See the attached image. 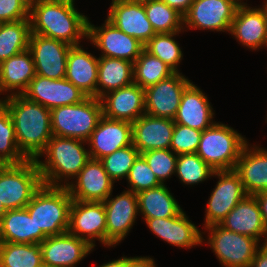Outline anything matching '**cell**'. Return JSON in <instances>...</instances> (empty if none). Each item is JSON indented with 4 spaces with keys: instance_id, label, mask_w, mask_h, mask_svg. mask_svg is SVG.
<instances>
[{
    "instance_id": "obj_10",
    "label": "cell",
    "mask_w": 267,
    "mask_h": 267,
    "mask_svg": "<svg viewBox=\"0 0 267 267\" xmlns=\"http://www.w3.org/2000/svg\"><path fill=\"white\" fill-rule=\"evenodd\" d=\"M238 6L234 0H194L183 16V29L230 33Z\"/></svg>"
},
{
    "instance_id": "obj_13",
    "label": "cell",
    "mask_w": 267,
    "mask_h": 267,
    "mask_svg": "<svg viewBox=\"0 0 267 267\" xmlns=\"http://www.w3.org/2000/svg\"><path fill=\"white\" fill-rule=\"evenodd\" d=\"M191 83L185 75H172L144 89L145 113L154 117L174 119L185 88Z\"/></svg>"
},
{
    "instance_id": "obj_39",
    "label": "cell",
    "mask_w": 267,
    "mask_h": 267,
    "mask_svg": "<svg viewBox=\"0 0 267 267\" xmlns=\"http://www.w3.org/2000/svg\"><path fill=\"white\" fill-rule=\"evenodd\" d=\"M214 170L196 153L180 154L177 157L175 175L185 185H198L212 177Z\"/></svg>"
},
{
    "instance_id": "obj_16",
    "label": "cell",
    "mask_w": 267,
    "mask_h": 267,
    "mask_svg": "<svg viewBox=\"0 0 267 267\" xmlns=\"http://www.w3.org/2000/svg\"><path fill=\"white\" fill-rule=\"evenodd\" d=\"M22 95L49 110L81 103L88 97L66 78L50 79L37 74Z\"/></svg>"
},
{
    "instance_id": "obj_34",
    "label": "cell",
    "mask_w": 267,
    "mask_h": 267,
    "mask_svg": "<svg viewBox=\"0 0 267 267\" xmlns=\"http://www.w3.org/2000/svg\"><path fill=\"white\" fill-rule=\"evenodd\" d=\"M40 244L0 242V267L42 266Z\"/></svg>"
},
{
    "instance_id": "obj_37",
    "label": "cell",
    "mask_w": 267,
    "mask_h": 267,
    "mask_svg": "<svg viewBox=\"0 0 267 267\" xmlns=\"http://www.w3.org/2000/svg\"><path fill=\"white\" fill-rule=\"evenodd\" d=\"M0 99V159L6 164H19L28 160L19 150L15 128L8 112Z\"/></svg>"
},
{
    "instance_id": "obj_36",
    "label": "cell",
    "mask_w": 267,
    "mask_h": 267,
    "mask_svg": "<svg viewBox=\"0 0 267 267\" xmlns=\"http://www.w3.org/2000/svg\"><path fill=\"white\" fill-rule=\"evenodd\" d=\"M148 21L156 34L181 32L183 16L161 0H151L143 4Z\"/></svg>"
},
{
    "instance_id": "obj_23",
    "label": "cell",
    "mask_w": 267,
    "mask_h": 267,
    "mask_svg": "<svg viewBox=\"0 0 267 267\" xmlns=\"http://www.w3.org/2000/svg\"><path fill=\"white\" fill-rule=\"evenodd\" d=\"M107 20L143 45L156 34L147 19L143 4L112 0Z\"/></svg>"
},
{
    "instance_id": "obj_38",
    "label": "cell",
    "mask_w": 267,
    "mask_h": 267,
    "mask_svg": "<svg viewBox=\"0 0 267 267\" xmlns=\"http://www.w3.org/2000/svg\"><path fill=\"white\" fill-rule=\"evenodd\" d=\"M181 32L155 34L146 44L145 50L151 55L158 57L174 72H179L183 53L180 44L175 40Z\"/></svg>"
},
{
    "instance_id": "obj_4",
    "label": "cell",
    "mask_w": 267,
    "mask_h": 267,
    "mask_svg": "<svg viewBox=\"0 0 267 267\" xmlns=\"http://www.w3.org/2000/svg\"><path fill=\"white\" fill-rule=\"evenodd\" d=\"M72 198L66 187L42 185L27 204L31 218L36 224V244L46 237L68 231Z\"/></svg>"
},
{
    "instance_id": "obj_2",
    "label": "cell",
    "mask_w": 267,
    "mask_h": 267,
    "mask_svg": "<svg viewBox=\"0 0 267 267\" xmlns=\"http://www.w3.org/2000/svg\"><path fill=\"white\" fill-rule=\"evenodd\" d=\"M3 105L11 116L19 150L36 160L53 136L50 110L23 95L4 97Z\"/></svg>"
},
{
    "instance_id": "obj_26",
    "label": "cell",
    "mask_w": 267,
    "mask_h": 267,
    "mask_svg": "<svg viewBox=\"0 0 267 267\" xmlns=\"http://www.w3.org/2000/svg\"><path fill=\"white\" fill-rule=\"evenodd\" d=\"M220 225L227 230L252 237L259 242L263 238L262 244L267 243V230L263 223L260 206L253 195L243 198Z\"/></svg>"
},
{
    "instance_id": "obj_22",
    "label": "cell",
    "mask_w": 267,
    "mask_h": 267,
    "mask_svg": "<svg viewBox=\"0 0 267 267\" xmlns=\"http://www.w3.org/2000/svg\"><path fill=\"white\" fill-rule=\"evenodd\" d=\"M100 101L103 116L109 119L133 123L145 114L144 88L134 82L106 93Z\"/></svg>"
},
{
    "instance_id": "obj_35",
    "label": "cell",
    "mask_w": 267,
    "mask_h": 267,
    "mask_svg": "<svg viewBox=\"0 0 267 267\" xmlns=\"http://www.w3.org/2000/svg\"><path fill=\"white\" fill-rule=\"evenodd\" d=\"M173 73L174 71L163 61L145 49L133 63V82L144 89L157 84Z\"/></svg>"
},
{
    "instance_id": "obj_27",
    "label": "cell",
    "mask_w": 267,
    "mask_h": 267,
    "mask_svg": "<svg viewBox=\"0 0 267 267\" xmlns=\"http://www.w3.org/2000/svg\"><path fill=\"white\" fill-rule=\"evenodd\" d=\"M247 143L237 161L235 171L239 174L248 195L267 191V149Z\"/></svg>"
},
{
    "instance_id": "obj_33",
    "label": "cell",
    "mask_w": 267,
    "mask_h": 267,
    "mask_svg": "<svg viewBox=\"0 0 267 267\" xmlns=\"http://www.w3.org/2000/svg\"><path fill=\"white\" fill-rule=\"evenodd\" d=\"M30 19L4 22L0 27V63L28 49Z\"/></svg>"
},
{
    "instance_id": "obj_43",
    "label": "cell",
    "mask_w": 267,
    "mask_h": 267,
    "mask_svg": "<svg viewBox=\"0 0 267 267\" xmlns=\"http://www.w3.org/2000/svg\"><path fill=\"white\" fill-rule=\"evenodd\" d=\"M201 136L202 131L200 130L175 124L170 149L176 155L196 153Z\"/></svg>"
},
{
    "instance_id": "obj_50",
    "label": "cell",
    "mask_w": 267,
    "mask_h": 267,
    "mask_svg": "<svg viewBox=\"0 0 267 267\" xmlns=\"http://www.w3.org/2000/svg\"><path fill=\"white\" fill-rule=\"evenodd\" d=\"M19 1L30 12L42 0H19Z\"/></svg>"
},
{
    "instance_id": "obj_52",
    "label": "cell",
    "mask_w": 267,
    "mask_h": 267,
    "mask_svg": "<svg viewBox=\"0 0 267 267\" xmlns=\"http://www.w3.org/2000/svg\"><path fill=\"white\" fill-rule=\"evenodd\" d=\"M123 1L130 3H137V4H145L150 2L151 0H123Z\"/></svg>"
},
{
    "instance_id": "obj_46",
    "label": "cell",
    "mask_w": 267,
    "mask_h": 267,
    "mask_svg": "<svg viewBox=\"0 0 267 267\" xmlns=\"http://www.w3.org/2000/svg\"><path fill=\"white\" fill-rule=\"evenodd\" d=\"M250 267H267V243L260 245Z\"/></svg>"
},
{
    "instance_id": "obj_31",
    "label": "cell",
    "mask_w": 267,
    "mask_h": 267,
    "mask_svg": "<svg viewBox=\"0 0 267 267\" xmlns=\"http://www.w3.org/2000/svg\"><path fill=\"white\" fill-rule=\"evenodd\" d=\"M133 83V63L111 57H99L96 98Z\"/></svg>"
},
{
    "instance_id": "obj_1",
    "label": "cell",
    "mask_w": 267,
    "mask_h": 267,
    "mask_svg": "<svg viewBox=\"0 0 267 267\" xmlns=\"http://www.w3.org/2000/svg\"><path fill=\"white\" fill-rule=\"evenodd\" d=\"M75 0H42L30 12L31 34L80 45L87 38L88 17L80 13Z\"/></svg>"
},
{
    "instance_id": "obj_5",
    "label": "cell",
    "mask_w": 267,
    "mask_h": 267,
    "mask_svg": "<svg viewBox=\"0 0 267 267\" xmlns=\"http://www.w3.org/2000/svg\"><path fill=\"white\" fill-rule=\"evenodd\" d=\"M247 143L246 138L228 124L215 122L202 131L196 154L214 171L234 170Z\"/></svg>"
},
{
    "instance_id": "obj_29",
    "label": "cell",
    "mask_w": 267,
    "mask_h": 267,
    "mask_svg": "<svg viewBox=\"0 0 267 267\" xmlns=\"http://www.w3.org/2000/svg\"><path fill=\"white\" fill-rule=\"evenodd\" d=\"M99 57L84 50L81 45L72 46L68 53L65 78L88 97H96Z\"/></svg>"
},
{
    "instance_id": "obj_32",
    "label": "cell",
    "mask_w": 267,
    "mask_h": 267,
    "mask_svg": "<svg viewBox=\"0 0 267 267\" xmlns=\"http://www.w3.org/2000/svg\"><path fill=\"white\" fill-rule=\"evenodd\" d=\"M0 242L36 244V224L26 207L6 211L0 222Z\"/></svg>"
},
{
    "instance_id": "obj_53",
    "label": "cell",
    "mask_w": 267,
    "mask_h": 267,
    "mask_svg": "<svg viewBox=\"0 0 267 267\" xmlns=\"http://www.w3.org/2000/svg\"><path fill=\"white\" fill-rule=\"evenodd\" d=\"M266 27H267V0H266ZM266 47H267V32H266Z\"/></svg>"
},
{
    "instance_id": "obj_14",
    "label": "cell",
    "mask_w": 267,
    "mask_h": 267,
    "mask_svg": "<svg viewBox=\"0 0 267 267\" xmlns=\"http://www.w3.org/2000/svg\"><path fill=\"white\" fill-rule=\"evenodd\" d=\"M106 211V247H115L132 229L138 213L137 193L124 190L103 201Z\"/></svg>"
},
{
    "instance_id": "obj_20",
    "label": "cell",
    "mask_w": 267,
    "mask_h": 267,
    "mask_svg": "<svg viewBox=\"0 0 267 267\" xmlns=\"http://www.w3.org/2000/svg\"><path fill=\"white\" fill-rule=\"evenodd\" d=\"M258 8L240 4L235 12L230 33L244 47L256 51L266 47V0Z\"/></svg>"
},
{
    "instance_id": "obj_41",
    "label": "cell",
    "mask_w": 267,
    "mask_h": 267,
    "mask_svg": "<svg viewBox=\"0 0 267 267\" xmlns=\"http://www.w3.org/2000/svg\"><path fill=\"white\" fill-rule=\"evenodd\" d=\"M140 155L146 160L148 166L162 184L166 182V179L175 176L178 155L170 148L150 150Z\"/></svg>"
},
{
    "instance_id": "obj_25",
    "label": "cell",
    "mask_w": 267,
    "mask_h": 267,
    "mask_svg": "<svg viewBox=\"0 0 267 267\" xmlns=\"http://www.w3.org/2000/svg\"><path fill=\"white\" fill-rule=\"evenodd\" d=\"M202 91L193 82L185 88L173 119L175 124L204 131L216 122L213 121L215 113L210 100Z\"/></svg>"
},
{
    "instance_id": "obj_17",
    "label": "cell",
    "mask_w": 267,
    "mask_h": 267,
    "mask_svg": "<svg viewBox=\"0 0 267 267\" xmlns=\"http://www.w3.org/2000/svg\"><path fill=\"white\" fill-rule=\"evenodd\" d=\"M66 187L72 200L103 202L113 193L114 181L100 160L90 158Z\"/></svg>"
},
{
    "instance_id": "obj_3",
    "label": "cell",
    "mask_w": 267,
    "mask_h": 267,
    "mask_svg": "<svg viewBox=\"0 0 267 267\" xmlns=\"http://www.w3.org/2000/svg\"><path fill=\"white\" fill-rule=\"evenodd\" d=\"M87 142L76 138L52 136L35 160L44 185L67 187L90 159ZM85 145V146H84ZM46 156V157H45ZM44 157L45 160H40Z\"/></svg>"
},
{
    "instance_id": "obj_44",
    "label": "cell",
    "mask_w": 267,
    "mask_h": 267,
    "mask_svg": "<svg viewBox=\"0 0 267 267\" xmlns=\"http://www.w3.org/2000/svg\"><path fill=\"white\" fill-rule=\"evenodd\" d=\"M29 18V11L19 0H0V21L13 22Z\"/></svg>"
},
{
    "instance_id": "obj_12",
    "label": "cell",
    "mask_w": 267,
    "mask_h": 267,
    "mask_svg": "<svg viewBox=\"0 0 267 267\" xmlns=\"http://www.w3.org/2000/svg\"><path fill=\"white\" fill-rule=\"evenodd\" d=\"M68 232L95 248L106 246V211L103 202L72 200Z\"/></svg>"
},
{
    "instance_id": "obj_45",
    "label": "cell",
    "mask_w": 267,
    "mask_h": 267,
    "mask_svg": "<svg viewBox=\"0 0 267 267\" xmlns=\"http://www.w3.org/2000/svg\"><path fill=\"white\" fill-rule=\"evenodd\" d=\"M165 2L169 7L175 9L178 13L184 16L194 0H161Z\"/></svg>"
},
{
    "instance_id": "obj_7",
    "label": "cell",
    "mask_w": 267,
    "mask_h": 267,
    "mask_svg": "<svg viewBox=\"0 0 267 267\" xmlns=\"http://www.w3.org/2000/svg\"><path fill=\"white\" fill-rule=\"evenodd\" d=\"M42 185L35 160L6 164L0 169V200L7 210L25 208Z\"/></svg>"
},
{
    "instance_id": "obj_47",
    "label": "cell",
    "mask_w": 267,
    "mask_h": 267,
    "mask_svg": "<svg viewBox=\"0 0 267 267\" xmlns=\"http://www.w3.org/2000/svg\"><path fill=\"white\" fill-rule=\"evenodd\" d=\"M260 206L264 226L267 230V191L254 195Z\"/></svg>"
},
{
    "instance_id": "obj_15",
    "label": "cell",
    "mask_w": 267,
    "mask_h": 267,
    "mask_svg": "<svg viewBox=\"0 0 267 267\" xmlns=\"http://www.w3.org/2000/svg\"><path fill=\"white\" fill-rule=\"evenodd\" d=\"M72 46L66 42L30 34L28 49L39 76L50 79H63L66 76L67 58Z\"/></svg>"
},
{
    "instance_id": "obj_28",
    "label": "cell",
    "mask_w": 267,
    "mask_h": 267,
    "mask_svg": "<svg viewBox=\"0 0 267 267\" xmlns=\"http://www.w3.org/2000/svg\"><path fill=\"white\" fill-rule=\"evenodd\" d=\"M31 51L26 49L0 63V93L5 97L22 95L35 77ZM10 93V95H9Z\"/></svg>"
},
{
    "instance_id": "obj_9",
    "label": "cell",
    "mask_w": 267,
    "mask_h": 267,
    "mask_svg": "<svg viewBox=\"0 0 267 267\" xmlns=\"http://www.w3.org/2000/svg\"><path fill=\"white\" fill-rule=\"evenodd\" d=\"M215 185L205 209L204 227L220 224L229 212L248 194L235 170L214 171Z\"/></svg>"
},
{
    "instance_id": "obj_54",
    "label": "cell",
    "mask_w": 267,
    "mask_h": 267,
    "mask_svg": "<svg viewBox=\"0 0 267 267\" xmlns=\"http://www.w3.org/2000/svg\"><path fill=\"white\" fill-rule=\"evenodd\" d=\"M238 5L244 4L245 2L243 0H234Z\"/></svg>"
},
{
    "instance_id": "obj_6",
    "label": "cell",
    "mask_w": 267,
    "mask_h": 267,
    "mask_svg": "<svg viewBox=\"0 0 267 267\" xmlns=\"http://www.w3.org/2000/svg\"><path fill=\"white\" fill-rule=\"evenodd\" d=\"M102 116V104L96 97L54 108L50 110L52 134L87 141Z\"/></svg>"
},
{
    "instance_id": "obj_30",
    "label": "cell",
    "mask_w": 267,
    "mask_h": 267,
    "mask_svg": "<svg viewBox=\"0 0 267 267\" xmlns=\"http://www.w3.org/2000/svg\"><path fill=\"white\" fill-rule=\"evenodd\" d=\"M137 199L138 212L143 219L174 217L183 210L165 183L138 192Z\"/></svg>"
},
{
    "instance_id": "obj_40",
    "label": "cell",
    "mask_w": 267,
    "mask_h": 267,
    "mask_svg": "<svg viewBox=\"0 0 267 267\" xmlns=\"http://www.w3.org/2000/svg\"><path fill=\"white\" fill-rule=\"evenodd\" d=\"M140 155L132 145L123 147L100 159L108 176L115 182L127 178L130 168Z\"/></svg>"
},
{
    "instance_id": "obj_21",
    "label": "cell",
    "mask_w": 267,
    "mask_h": 267,
    "mask_svg": "<svg viewBox=\"0 0 267 267\" xmlns=\"http://www.w3.org/2000/svg\"><path fill=\"white\" fill-rule=\"evenodd\" d=\"M144 221L155 236L173 246L191 249L203 243L202 234L205 232H201L183 210L174 217L144 219Z\"/></svg>"
},
{
    "instance_id": "obj_42",
    "label": "cell",
    "mask_w": 267,
    "mask_h": 267,
    "mask_svg": "<svg viewBox=\"0 0 267 267\" xmlns=\"http://www.w3.org/2000/svg\"><path fill=\"white\" fill-rule=\"evenodd\" d=\"M126 179L129 184L127 190L134 193L151 189L162 184L141 155L134 161Z\"/></svg>"
},
{
    "instance_id": "obj_24",
    "label": "cell",
    "mask_w": 267,
    "mask_h": 267,
    "mask_svg": "<svg viewBox=\"0 0 267 267\" xmlns=\"http://www.w3.org/2000/svg\"><path fill=\"white\" fill-rule=\"evenodd\" d=\"M174 127L173 119L145 113L132 123L133 146L140 154L155 149H169Z\"/></svg>"
},
{
    "instance_id": "obj_48",
    "label": "cell",
    "mask_w": 267,
    "mask_h": 267,
    "mask_svg": "<svg viewBox=\"0 0 267 267\" xmlns=\"http://www.w3.org/2000/svg\"><path fill=\"white\" fill-rule=\"evenodd\" d=\"M93 267H132V257H125L124 255L119 259L103 263V265L101 266H93Z\"/></svg>"
},
{
    "instance_id": "obj_19",
    "label": "cell",
    "mask_w": 267,
    "mask_h": 267,
    "mask_svg": "<svg viewBox=\"0 0 267 267\" xmlns=\"http://www.w3.org/2000/svg\"><path fill=\"white\" fill-rule=\"evenodd\" d=\"M86 142L88 147L90 146V158L100 160L118 149L133 144L132 123L102 116Z\"/></svg>"
},
{
    "instance_id": "obj_55",
    "label": "cell",
    "mask_w": 267,
    "mask_h": 267,
    "mask_svg": "<svg viewBox=\"0 0 267 267\" xmlns=\"http://www.w3.org/2000/svg\"><path fill=\"white\" fill-rule=\"evenodd\" d=\"M5 164L1 161L0 159V169L4 166Z\"/></svg>"
},
{
    "instance_id": "obj_18",
    "label": "cell",
    "mask_w": 267,
    "mask_h": 267,
    "mask_svg": "<svg viewBox=\"0 0 267 267\" xmlns=\"http://www.w3.org/2000/svg\"><path fill=\"white\" fill-rule=\"evenodd\" d=\"M42 263L46 267H76L94 250L85 240L68 231L46 237L41 243Z\"/></svg>"
},
{
    "instance_id": "obj_49",
    "label": "cell",
    "mask_w": 267,
    "mask_h": 267,
    "mask_svg": "<svg viewBox=\"0 0 267 267\" xmlns=\"http://www.w3.org/2000/svg\"><path fill=\"white\" fill-rule=\"evenodd\" d=\"M132 267H157L155 260L151 257L135 256L132 257Z\"/></svg>"
},
{
    "instance_id": "obj_51",
    "label": "cell",
    "mask_w": 267,
    "mask_h": 267,
    "mask_svg": "<svg viewBox=\"0 0 267 267\" xmlns=\"http://www.w3.org/2000/svg\"><path fill=\"white\" fill-rule=\"evenodd\" d=\"M7 209L4 207V204L0 200V222L2 220V217L5 215Z\"/></svg>"
},
{
    "instance_id": "obj_11",
    "label": "cell",
    "mask_w": 267,
    "mask_h": 267,
    "mask_svg": "<svg viewBox=\"0 0 267 267\" xmlns=\"http://www.w3.org/2000/svg\"><path fill=\"white\" fill-rule=\"evenodd\" d=\"M87 39L101 51L99 57L118 58L132 63L145 48L139 40L125 34L107 19L101 27L93 25L88 20Z\"/></svg>"
},
{
    "instance_id": "obj_8",
    "label": "cell",
    "mask_w": 267,
    "mask_h": 267,
    "mask_svg": "<svg viewBox=\"0 0 267 267\" xmlns=\"http://www.w3.org/2000/svg\"><path fill=\"white\" fill-rule=\"evenodd\" d=\"M208 243L223 267H250L260 242L252 237L223 228L220 224L204 228ZM207 241V242H205Z\"/></svg>"
}]
</instances>
